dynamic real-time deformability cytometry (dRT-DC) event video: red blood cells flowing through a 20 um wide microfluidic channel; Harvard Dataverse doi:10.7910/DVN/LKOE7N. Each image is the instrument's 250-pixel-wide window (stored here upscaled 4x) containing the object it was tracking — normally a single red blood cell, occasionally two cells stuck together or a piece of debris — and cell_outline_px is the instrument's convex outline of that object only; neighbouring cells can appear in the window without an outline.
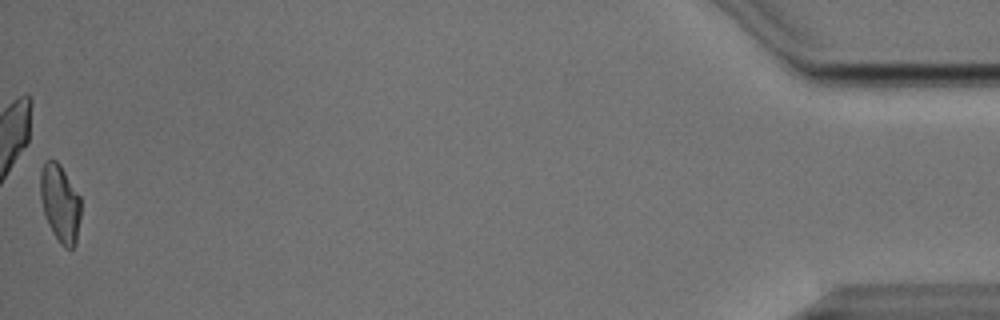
{"species": "Egyptian fruit bat (a non-hibernating species)", "species_latin": "Rousettus aegyptiacus", "temperature_condition": "cold", "stored_images_in_passage": 53, "camera_frame_rate_fps": 3000, "um_per_image_px": 0.085, "animal": {"sex": "male"}, "frame": {"image": 1, "passage_image": 53, "time_ms": 17.333, "image_size_px": [1000, 320], "cell_outline_px": [[80, 216], [76, 244], [72, 248], [64, 248], [60, 244], [52, 232], [48, 224], [44, 212], [40, 196], [40, 172], [44, 164], [48, 160], [56, 160], [60, 164], [80, 196]], "centroid_in_image_um": [5.11, 17.29], "position_along_channel_um": 430.1, "area_um2": 18.26}, "authors_computed_cell_mechanics": {"area_um2": 19.1896, "velocity_mm_per_s": 3.8162, "shape_relaxation_time_tau1_ms": 4.2835, "shape_relaxation_time_tau2_ms": 2.5275, "deformation_change_tau1": 0.1732, "deformation_change_tau2": 0.0968}}